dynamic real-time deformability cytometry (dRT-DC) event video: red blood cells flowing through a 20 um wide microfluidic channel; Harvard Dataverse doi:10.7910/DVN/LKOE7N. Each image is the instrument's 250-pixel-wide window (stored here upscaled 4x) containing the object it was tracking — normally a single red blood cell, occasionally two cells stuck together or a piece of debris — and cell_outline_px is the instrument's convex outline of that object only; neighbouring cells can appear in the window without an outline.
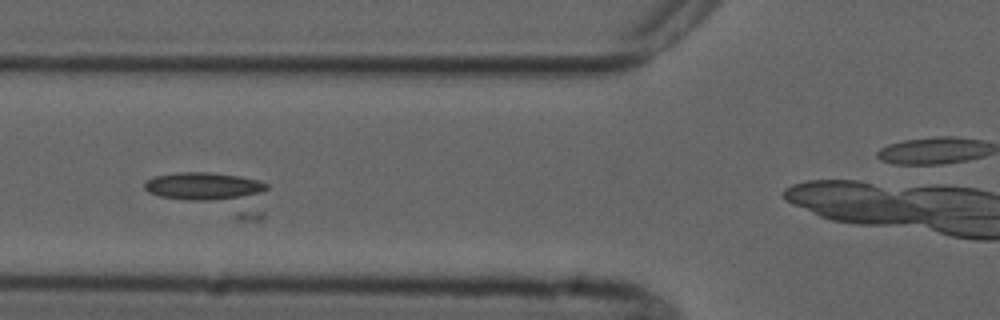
{"species": "common noctule bat (a hibernating species)", "species_latin": "Nyctalus noctula", "temperature_condition": "cold", "stored_images_in_passage": 6, "camera_frame_rate_fps": 3000, "um_per_image_px": 0.085, "animal": {"sex": "male", "forearm_length_mm": 52.5}, "frame": {"image": 1, "passage_image": 4, "time_ms": 3.667, "image_size_px": [1000, 320], "cell_outline_px": [[268, 188], [264, 216], [260, 220], [236, 220], [160, 196], [148, 192], [144, 188], [144, 184], [148, 180], [156, 176], [180, 172], [208, 172], [240, 176], [256, 180], [268, 184]], "centroid_in_image_um": [18.18, 16.42], "position_along_channel_um": 107.6, "area_um2": 29.71}}